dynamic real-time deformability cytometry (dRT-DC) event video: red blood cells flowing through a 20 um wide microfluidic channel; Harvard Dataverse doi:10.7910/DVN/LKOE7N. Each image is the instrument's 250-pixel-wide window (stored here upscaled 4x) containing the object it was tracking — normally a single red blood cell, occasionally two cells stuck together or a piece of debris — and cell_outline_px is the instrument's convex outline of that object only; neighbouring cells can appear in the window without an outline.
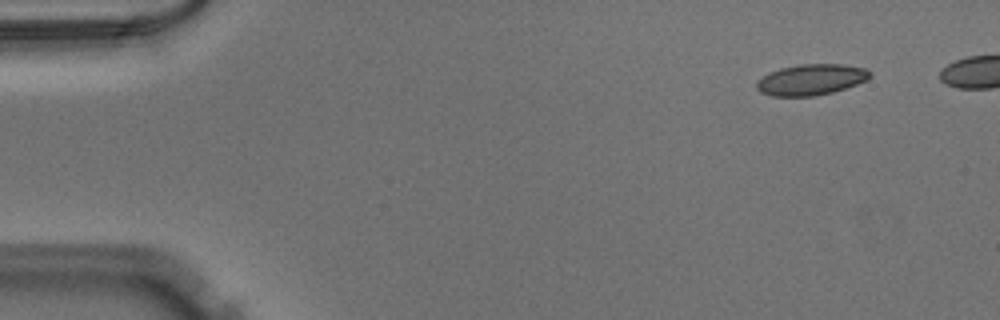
{"species": "Egyptian fruit bat (a non-hibernating species)", "species_latin": "Rousettus aegyptiacus", "temperature_condition": "warm", "stored_images_in_passage": 43, "camera_frame_rate_fps": 3000, "um_per_image_px": 0.085, "animal": {"sex": "male"}, "frame": {"image": 1, "passage_image": 1, "time_ms": 0.0, "image_size_px": [1000, 320], "cell_outline_px": [[872, 76], [868, 80], [832, 92], [812, 96], [772, 96], [760, 92], [756, 88], [756, 80], [780, 68], [800, 64], [844, 64], [864, 68], [872, 72]], "centroid_in_image_um": [68.95, 6.76], "position_along_channel_um": 16.0, "area_um2": 20.4}}
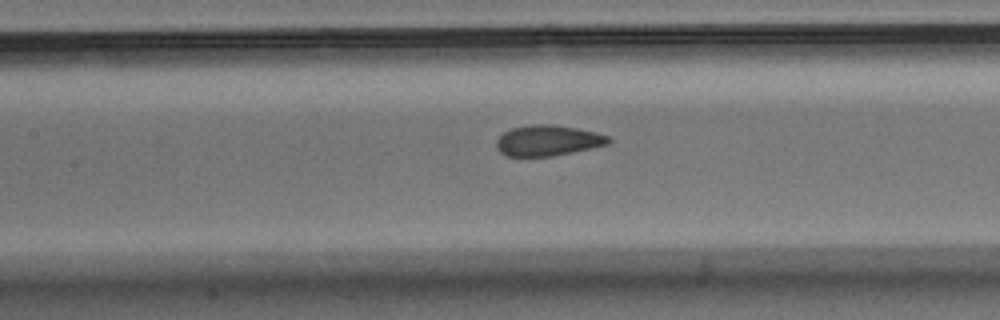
{"frame": {"image": 2, "passage_image": 20, "time_ms": 6.333, "image_size_px": [1000, 320], "cell_outline_px": [[612, 140], [608, 144], [572, 152], [552, 156], [504, 156], [496, 148], [496, 140], [504, 132], [512, 128], [532, 124], [552, 124], [576, 128], [596, 132], [608, 136]], "centroid_in_image_um": [46.54, 11.94], "position_along_channel_um": 160.9, "area_um2": 20.0}}
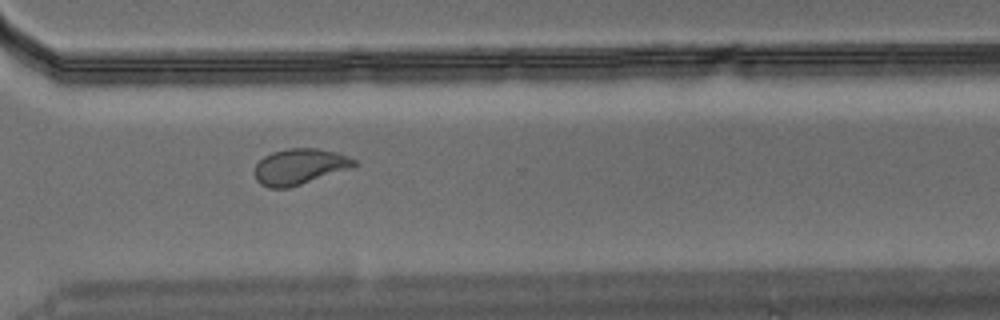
{"frame": {"image": 3, "passage_image": 34, "time_ms": 11.0, "image_size_px": [1000, 320], "cell_outline_px": [[356, 164], [352, 168], [288, 188], [268, 188], [260, 184], [256, 180], [256, 164], [264, 156], [272, 152], [288, 148], [316, 148], [336, 152], [348, 156], [356, 160]], "centroid_in_image_um": [25.47, 14.16], "position_along_channel_um": 345.1, "area_um2": 20.69}}